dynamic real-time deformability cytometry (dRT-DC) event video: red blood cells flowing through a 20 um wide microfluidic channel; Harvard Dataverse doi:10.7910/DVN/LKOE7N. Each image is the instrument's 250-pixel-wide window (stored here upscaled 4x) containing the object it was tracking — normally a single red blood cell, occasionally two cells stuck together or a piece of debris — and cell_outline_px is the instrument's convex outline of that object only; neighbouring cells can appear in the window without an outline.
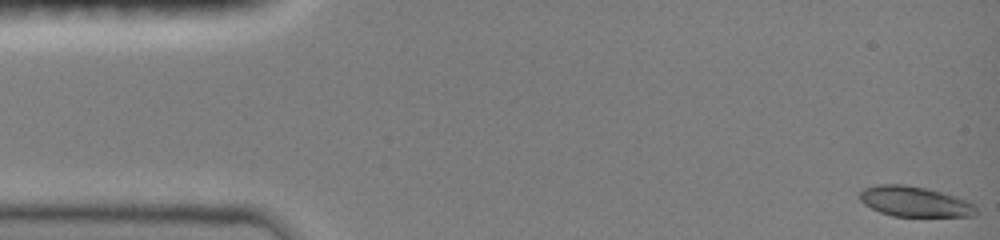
{"species": "common noctule bat (a hibernating species)", "species_latin": "Nyctalus noctula", "temperature_condition": "room temperature", "stored_images_in_passage": 3, "camera_frame_rate_fps": 3000, "um_per_image_px": 0.085, "animal": {"sex": "female", "body_mass_g": 19.0, "forearm_length_mm": 51.5}, "frame": {"image": 1, "passage_image": 1, "time_ms": 0.0, "image_size_px": [1000, 240], "cell_outline_px": [[976, 216], [892, 216], [880, 212], [864, 204], [860, 200], [860, 192], [864, 188], [876, 184], [904, 184], [928, 188], [956, 196], [968, 200], [976, 204]], "centroid_in_image_um": [77.77, 17.12], "position_along_channel_um": 7.2, "area_um2": 20.75}}